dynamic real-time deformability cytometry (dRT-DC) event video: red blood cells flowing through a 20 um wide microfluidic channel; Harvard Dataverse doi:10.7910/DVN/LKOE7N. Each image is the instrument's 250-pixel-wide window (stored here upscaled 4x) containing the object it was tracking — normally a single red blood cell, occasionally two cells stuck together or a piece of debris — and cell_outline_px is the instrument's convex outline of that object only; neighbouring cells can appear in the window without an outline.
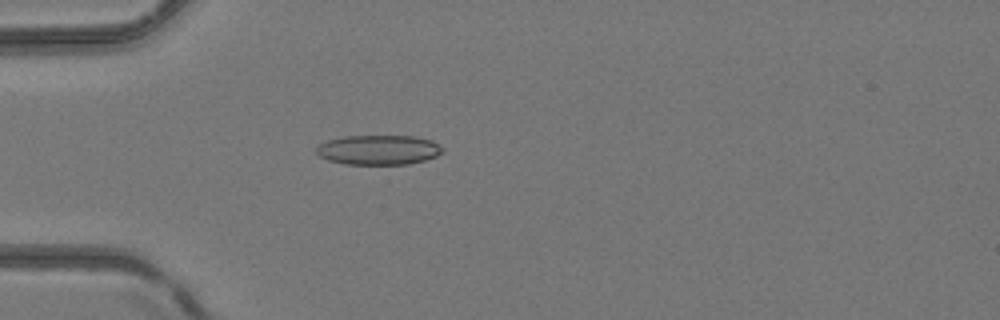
{"species": "common noctule bat (a hibernating species)", "species_latin": "Nyctalus noctula", "temperature_condition": "room temperature", "stored_images_in_passage": 4, "camera_frame_rate_fps": 3000, "um_per_image_px": 0.085, "animal": {"sex": "female", "body_mass_g": 24.6, "forearm_length_mm": 56.2}, "frame": {"image": 1, "passage_image": 4, "time_ms": 4.0, "image_size_px": [1000, 320], "cell_outline_px": [[444, 152], [436, 156], [424, 160], [408, 164], [344, 164], [328, 160], [320, 156], [316, 152], [316, 148], [320, 144], [328, 140], [344, 136], [416, 136], [432, 140], [444, 148]], "centroid_in_image_um": [32.2, 12.73], "position_along_channel_um": 52.8, "area_um2": 21.91}}